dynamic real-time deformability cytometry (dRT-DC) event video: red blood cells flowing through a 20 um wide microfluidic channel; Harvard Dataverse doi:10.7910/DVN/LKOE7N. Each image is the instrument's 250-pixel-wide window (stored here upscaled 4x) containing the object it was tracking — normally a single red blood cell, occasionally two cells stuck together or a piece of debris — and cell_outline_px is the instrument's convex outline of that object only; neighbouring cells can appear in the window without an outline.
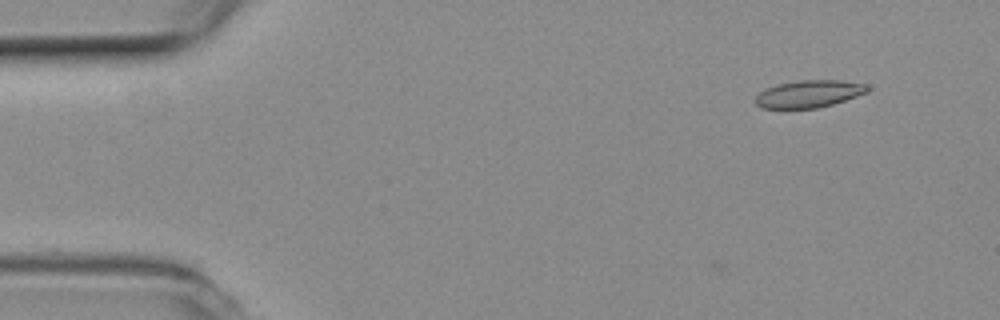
{"species": "common noctule bat (a hibernating species)", "species_latin": "Nyctalus noctula", "temperature_condition": "room temperature", "stored_images_in_passage": 50, "camera_frame_rate_fps": 3000, "um_per_image_px": 0.085, "animal": {"sex": "female", "body_mass_g": 19.3, "forearm_length_mm": 54.1}, "frame": {"image": 1, "passage_image": 2, "time_ms": 0.333, "image_size_px": [1000, 320], "cell_outline_px": [[868, 92], [832, 104], [816, 108], [760, 108], [756, 104], [756, 96], [760, 92], [768, 88], [780, 84], [800, 80], [840, 80], [864, 84], [868, 88]], "centroid_in_image_um": [68.75, 7.98], "position_along_channel_um": 16.3, "area_um2": 17.46}}
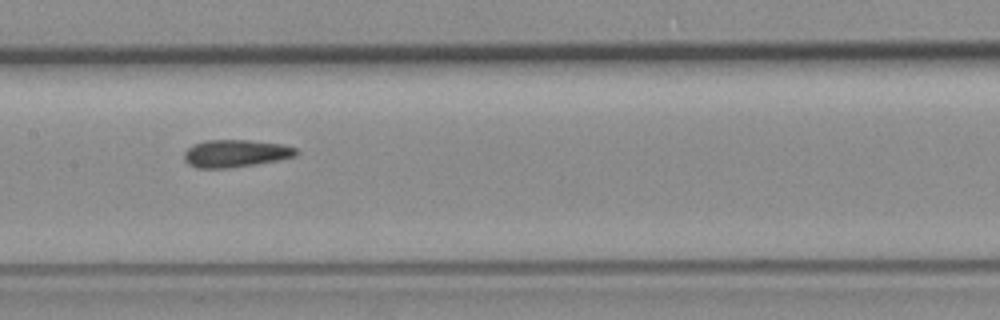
{"frame": {"image": 2, "passage_image": 23, "time_ms": 7.333, "image_size_px": [1000, 320], "cell_outline_px": [[300, 152], [296, 156], [280, 160], [256, 164], [228, 168], [196, 168], [188, 164], [184, 160], [184, 152], [192, 144], [204, 140], [248, 140], [280, 144], [296, 148]], "centroid_in_image_um": [20.01, 13.04], "position_along_channel_um": 187.4, "area_um2": 18.09}}
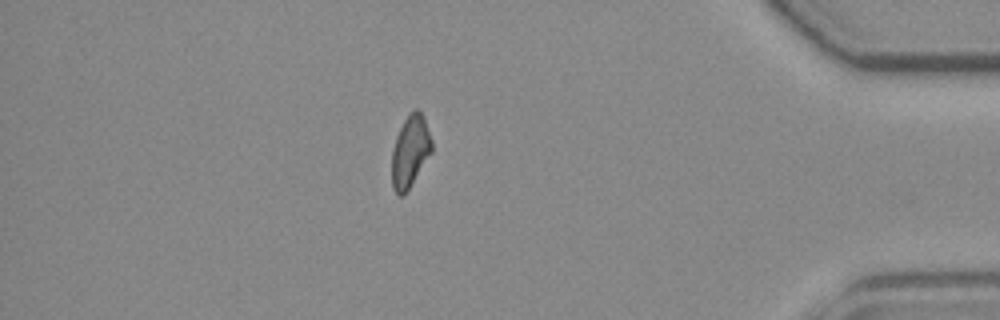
{"frame": {"image": 3, "passage_image": 43, "time_ms": 14.0, "image_size_px": [1000, 320], "cell_outline_px": [[432, 152], [404, 196], [400, 196], [392, 188], [392, 148], [396, 136], [408, 112], [416, 108], [424, 116], [432, 140]], "centroid_in_image_um": [34.86, 12.85], "position_along_channel_um": 400.3, "area_um2": 16.88}, "authors_computed_cell_mechanics": {"area_um2": 17.7157, "velocity_mm_per_s": 3.8532, "shape_relaxation_time_tau1_ms": null, "shape_relaxation_time_tau2_ms": 4.3733, "deformation_change_tau1": null, "deformation_change_tau2": 0.1308}}